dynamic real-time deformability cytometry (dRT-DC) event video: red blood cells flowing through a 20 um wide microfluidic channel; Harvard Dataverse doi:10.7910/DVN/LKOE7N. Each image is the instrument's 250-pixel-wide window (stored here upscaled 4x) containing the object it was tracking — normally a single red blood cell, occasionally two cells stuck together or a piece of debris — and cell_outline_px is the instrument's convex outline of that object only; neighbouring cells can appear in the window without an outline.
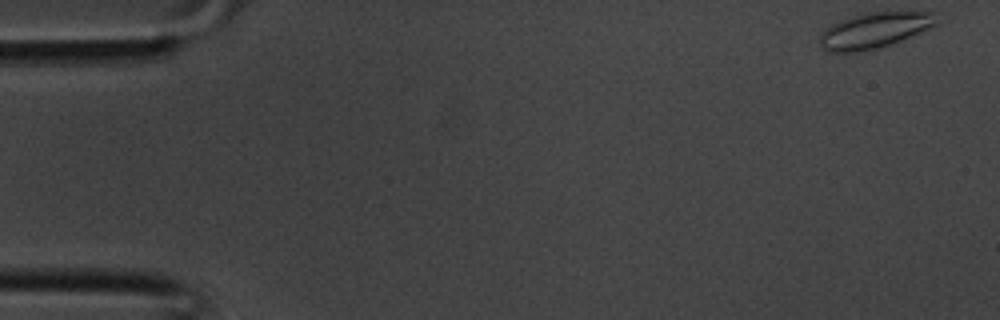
{"species": "common noctule bat (a hibernating species)", "species_latin": "Nyctalus noctula", "temperature_condition": "room temperature", "stored_images_in_passage": 37, "camera_frame_rate_fps": 3000, "um_per_image_px": 0.085, "animal": {"sex": "male", "body_mass_g": 20.1, "forearm_length_mm": 53.5}, "frame": {"image": 1, "passage_image": 1, "time_ms": 0.0, "image_size_px": [1000, 320], "cell_outline_px": [[940, 24], [904, 40], [876, 48], [860, 52], [828, 52], [820, 44], [820, 36], [824, 28], [840, 20], [864, 12], [936, 12]], "centroid_in_image_um": [74.38, 2.57], "position_along_channel_um": 10.6, "area_um2": 24.57}}
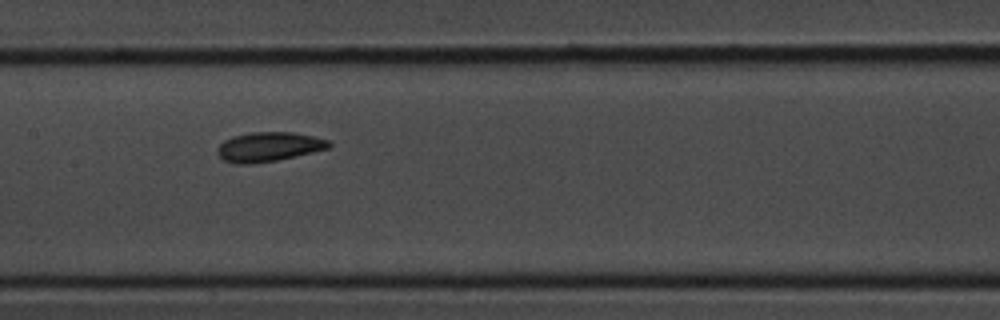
{"frame": {"image": 2, "passage_image": 18, "time_ms": 5.667, "image_size_px": [1000, 320], "cell_outline_px": [[332, 144], [328, 148], [296, 156], [276, 160], [252, 164], [236, 164], [224, 160], [216, 152], [216, 148], [224, 140], [232, 136], [248, 132], [292, 132], [312, 136], [328, 140]], "centroid_in_image_um": [22.8, 12.47], "position_along_channel_um": 184.6, "area_um2": 19.13}}
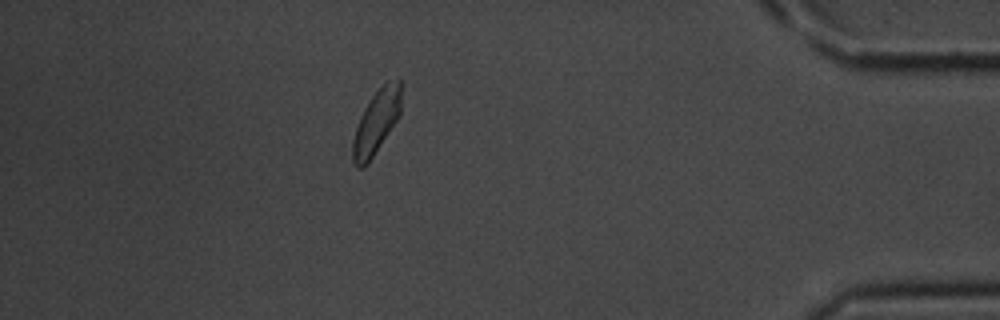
{"frame": {"image": 3, "passage_image": 33, "time_ms": 10.667, "image_size_px": [1000, 320], "cell_outline_px": [[400, 116], [368, 164], [360, 168], [356, 168], [352, 164], [352, 140], [360, 116], [364, 108], [372, 96], [388, 80], [400, 76]], "centroid_in_image_um": [31.98, 10.4], "position_along_channel_um": 403.2, "area_um2": 18.15}}